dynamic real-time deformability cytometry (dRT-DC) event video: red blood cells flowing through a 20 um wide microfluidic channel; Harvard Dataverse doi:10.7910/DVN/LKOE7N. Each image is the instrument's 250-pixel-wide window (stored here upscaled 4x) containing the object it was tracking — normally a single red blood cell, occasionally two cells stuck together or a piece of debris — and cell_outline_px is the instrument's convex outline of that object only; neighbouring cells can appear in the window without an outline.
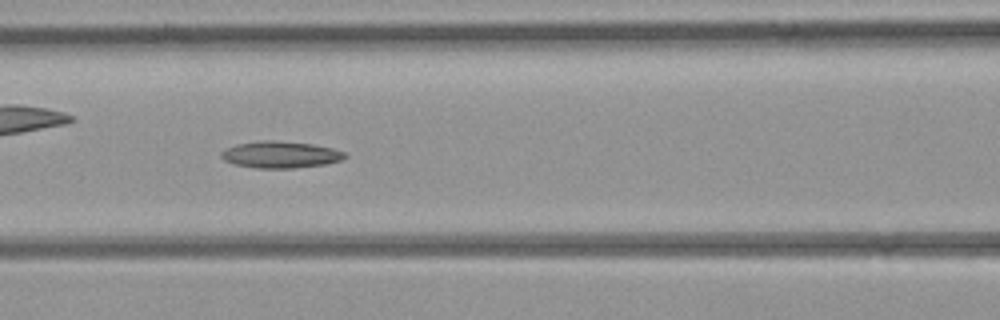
{"species": "common noctule bat (a hibernating species)", "species_latin": "Nyctalus noctula", "temperature_condition": "room temperature", "stored_images_in_passage": 42, "camera_frame_rate_fps": 3000, "um_per_image_px": 0.085, "animal": {"sex": "female", "body_mass_g": 21.9}, "frame": {"image": 1, "passage_image": 19, "time_ms": 6.0, "image_size_px": [1000, 320], "cell_outline_px": [[348, 156], [340, 160], [324, 164], [296, 168], [256, 168], [232, 164], [224, 160], [220, 156], [220, 152], [224, 148], [236, 144], [264, 140], [272, 140], [312, 144], [332, 148], [344, 152]], "centroid_in_image_um": [23.78, 13.14], "position_along_channel_um": 142.8, "area_um2": 19.31}}
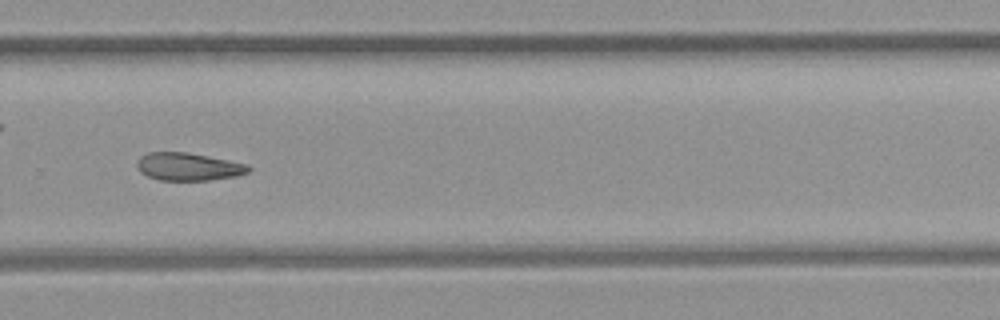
{"frame": {"image": 2, "passage_image": 30, "time_ms": 9.667, "image_size_px": [1000, 320], "cell_outline_px": [[252, 168], [248, 172], [236, 176], [208, 180], [160, 180], [148, 176], [140, 172], [136, 164], [140, 156], [148, 152], [184, 152], [228, 160], [248, 164]], "centroid_in_image_um": [16.0, 14.17], "position_along_channel_um": 313.8, "area_um2": 17.92}}